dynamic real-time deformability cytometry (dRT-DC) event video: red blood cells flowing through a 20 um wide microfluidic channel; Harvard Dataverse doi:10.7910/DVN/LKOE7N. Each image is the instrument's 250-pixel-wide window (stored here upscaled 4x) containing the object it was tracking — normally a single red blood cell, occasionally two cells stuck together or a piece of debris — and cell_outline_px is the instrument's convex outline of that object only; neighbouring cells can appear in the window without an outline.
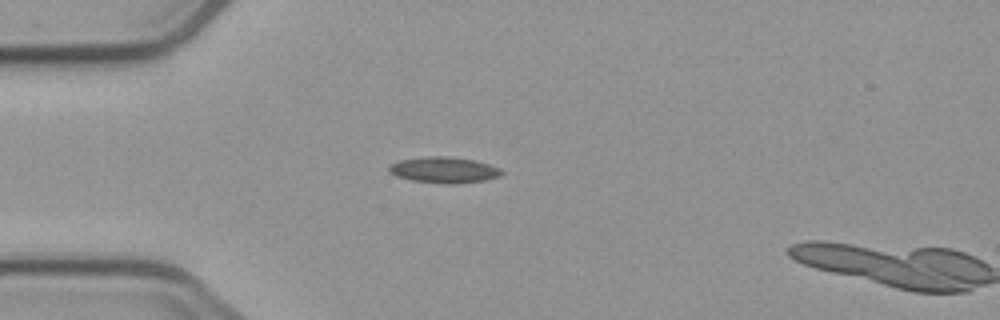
{"species": "common noctule bat (a hibernating species)", "species_latin": "Nyctalus noctula", "temperature_condition": "cold", "stored_images_in_passage": 4, "camera_frame_rate_fps": 3000, "um_per_image_px": 0.085, "animal": {"sex": "male", "body_mass_g": 23.1, "forearm_length_mm": 52.7}, "frame": {"image": 1, "passage_image": 4, "time_ms": 3.333, "image_size_px": [1000, 320], "cell_outline_px": [[504, 172], [500, 176], [484, 180], [452, 184], [448, 184], [412, 180], [396, 176], [388, 172], [388, 168], [392, 164], [400, 160], [424, 156], [448, 156], [472, 160], [488, 164], [500, 168]], "centroid_in_image_um": [37.72, 14.44], "position_along_channel_um": 47.3, "area_um2": 16.94}}